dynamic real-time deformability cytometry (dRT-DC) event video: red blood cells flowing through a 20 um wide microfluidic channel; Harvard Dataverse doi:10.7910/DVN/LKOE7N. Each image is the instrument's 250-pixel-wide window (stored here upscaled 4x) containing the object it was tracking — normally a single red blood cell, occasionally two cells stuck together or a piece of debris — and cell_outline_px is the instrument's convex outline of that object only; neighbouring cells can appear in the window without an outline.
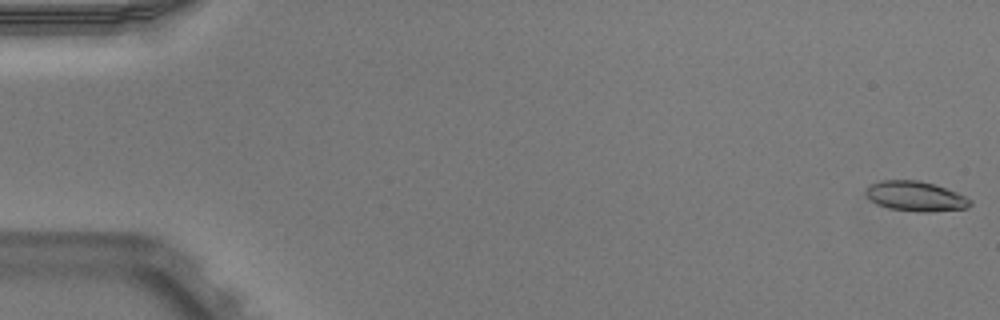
{"species": "Egyptian fruit bat (a non-hibernating species)", "species_latin": "Rousettus aegyptiacus", "temperature_condition": "warm", "stored_images_in_passage": 35, "camera_frame_rate_fps": 3000, "um_per_image_px": 0.085, "animal": {"sex": "male"}, "frame": {"image": 1, "passage_image": 1, "time_ms": 0.0, "image_size_px": [1000, 320], "cell_outline_px": [[972, 204], [968, 208], [932, 212], [916, 212], [888, 208], [876, 204], [864, 192], [872, 184], [880, 180], [916, 180], [932, 184], [956, 192], [972, 200]], "centroid_in_image_um": [77.84, 16.7], "position_along_channel_um": 7.2, "area_um2": 18.09}}
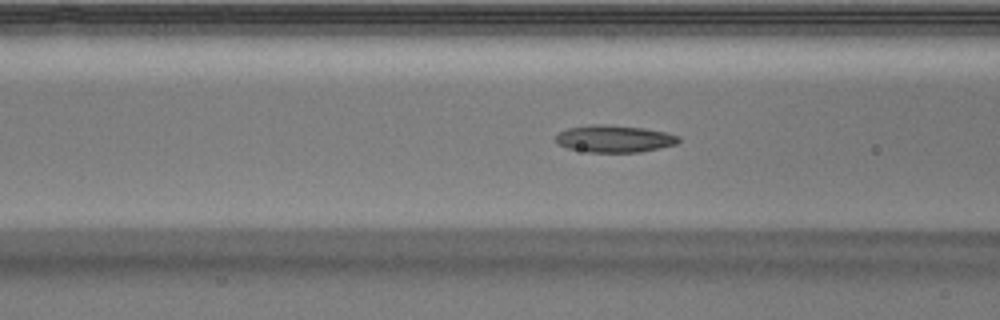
{"frame": {"image": 2, "passage_image": 21, "time_ms": 6.667, "image_size_px": [1000, 320], "cell_outline_px": [[680, 140], [676, 144], [660, 148], [640, 152], [588, 152], [568, 148], [556, 144], [556, 136], [560, 132], [568, 128], [592, 124], [608, 124], [644, 128], [668, 132], [680, 136]], "centroid_in_image_um": [52.24, 11.79], "position_along_channel_um": 114.4, "area_um2": 19.59}}
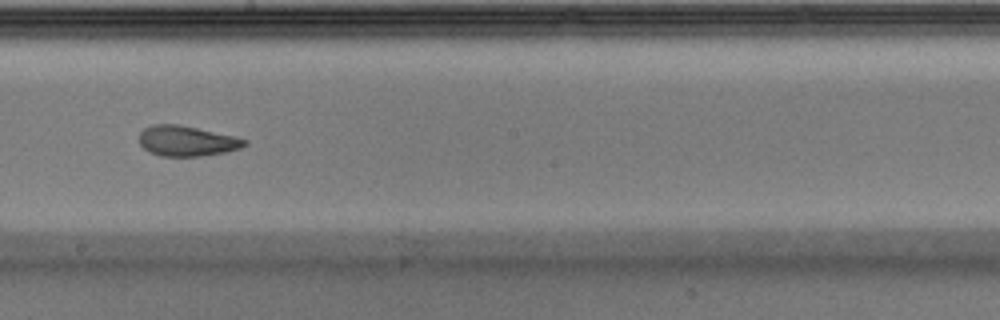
{"frame": {"image": 3, "passage_image": 30, "time_ms": 9.667, "image_size_px": [1000, 320], "cell_outline_px": [[248, 144], [240, 148], [224, 152], [200, 156], [160, 156], [148, 152], [140, 144], [140, 132], [144, 128], [152, 124], [180, 124], [236, 136], [248, 140]], "centroid_in_image_um": [15.89, 11.97], "position_along_channel_um": 232.3, "area_um2": 18.79}}